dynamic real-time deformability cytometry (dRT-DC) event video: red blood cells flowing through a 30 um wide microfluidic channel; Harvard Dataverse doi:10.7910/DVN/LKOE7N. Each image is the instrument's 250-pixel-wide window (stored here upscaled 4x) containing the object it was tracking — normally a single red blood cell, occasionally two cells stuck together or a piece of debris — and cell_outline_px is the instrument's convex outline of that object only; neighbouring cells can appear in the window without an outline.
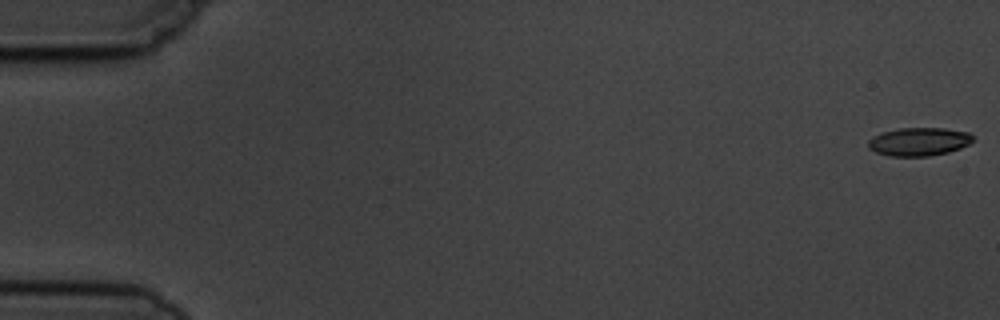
{"species": "common noctule bat (a hibernating species)", "species_latin": "Nyctalus noctula", "temperature_condition": "cold", "stored_images_in_passage": 5, "camera_frame_rate_fps": 3000, "um_per_image_px": 0.085, "animal": {"sex": "male", "body_mass_g": 19.5, "forearm_length_mm": 54.6}, "frame": {"image": 1, "passage_image": 1, "time_ms": 0.0, "image_size_px": [1000, 320], "cell_outline_px": [[972, 140], [968, 144], [960, 148], [948, 152], [928, 156], [888, 156], [876, 152], [868, 148], [868, 140], [872, 136], [880, 132], [900, 128], [944, 128], [968, 132], [972, 136]], "centroid_in_image_um": [78.06, 12.04], "position_along_channel_um": 6.9, "area_um2": 17.28}}
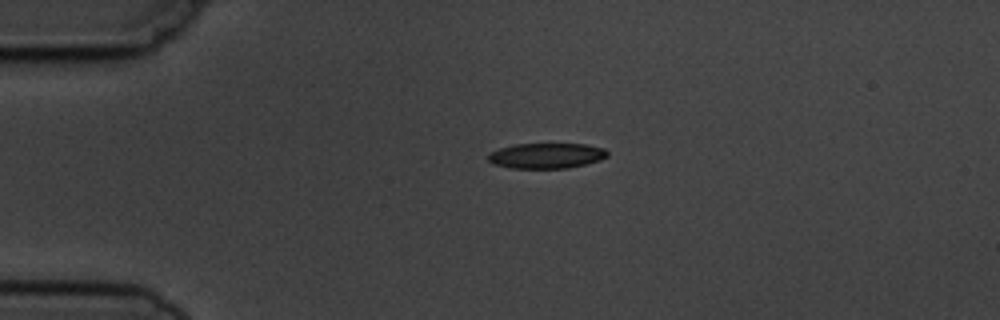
{"frame": {"image": 2, "passage_image": 4, "time_ms": 4.0, "image_size_px": [1000, 320], "cell_outline_px": [[608, 156], [600, 160], [568, 168], [512, 168], [492, 164], [488, 160], [488, 152], [512, 144], [584, 144], [604, 148], [608, 152]], "centroid_in_image_um": [46.41, 13.23], "position_along_channel_um": 38.6, "area_um2": 17.69}}